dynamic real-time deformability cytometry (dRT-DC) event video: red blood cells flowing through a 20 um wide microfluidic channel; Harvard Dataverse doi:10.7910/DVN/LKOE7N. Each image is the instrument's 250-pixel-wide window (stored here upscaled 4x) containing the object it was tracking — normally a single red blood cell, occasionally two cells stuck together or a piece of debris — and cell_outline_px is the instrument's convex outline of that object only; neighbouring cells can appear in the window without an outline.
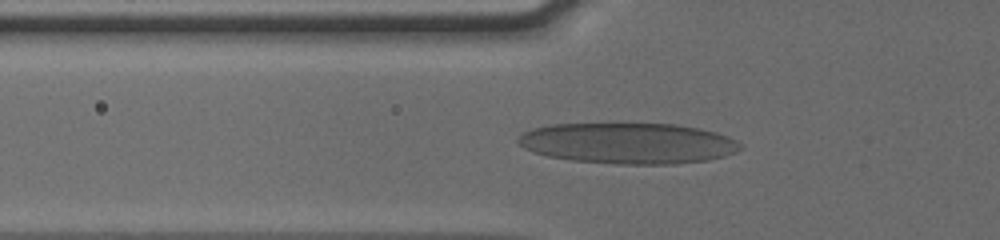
{"species": "human", "species_latin": "Homo sapiens", "temperature_condition": "cold", "stored_images_in_passage": 49, "camera_frame_rate_fps": 3000, "um_per_image_px": 0.085, "donor": {"sex": "male"}, "frame": {"image": 1, "passage_image": 19, "time_ms": 6.0, "image_size_px": [1000, 240], "cell_outline_px": [[744, 148], [724, 156], [708, 160], [672, 164], [616, 164], [572, 160], [548, 156], [532, 152], [524, 148], [516, 140], [524, 132], [532, 128], [552, 124], [676, 124], [716, 132], [728, 136], [736, 140]], "centroid_in_image_um": [53.4, 12.18], "position_along_channel_um": 72.4, "area_um2": 52.83}}
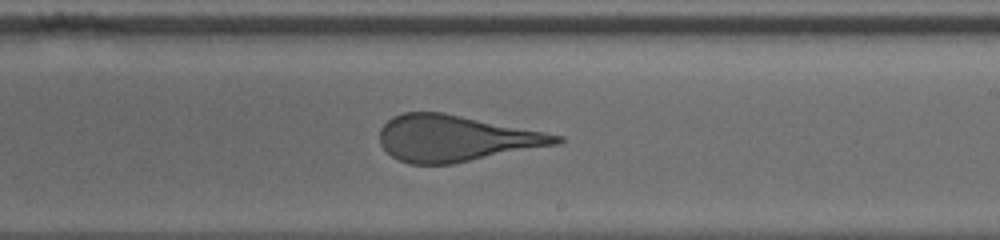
{"frame": {"image": 2, "passage_image": 33, "time_ms": 10.667, "image_size_px": [1000, 240], "cell_outline_px": [[564, 140], [556, 144], [452, 164], [408, 164], [392, 156], [380, 144], [380, 128], [392, 116], [404, 112], [444, 112], [564, 136]], "centroid_in_image_um": [38.69, 11.75], "position_along_channel_um": 250.3, "area_um2": 47.22}}
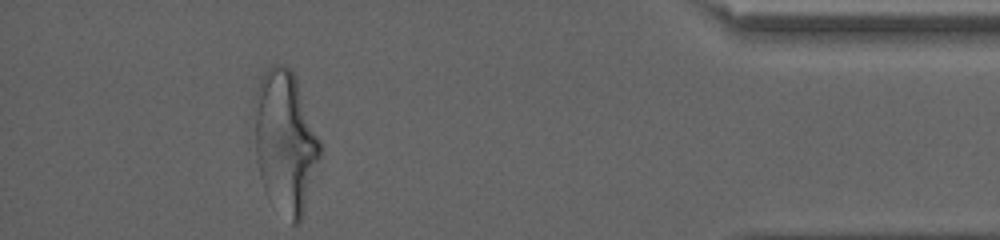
{"frame": {"image": 3, "passage_image": 49, "time_ms": 16.0, "image_size_px": [1000, 240], "cell_outline_px": [[320, 156], [304, 212], [300, 224], [292, 224], [260, 176], [256, 152], [252, 108], [260, 80], [264, 72], [272, 64], [284, 64], [292, 72], [296, 80], [320, 140]], "centroid_in_image_um": [24.24, 11.95], "position_along_channel_um": 411.0, "area_um2": 52.94}, "authors_computed_cell_mechanics": {"area_um2": 49.9392, "velocity_mm_per_s": 3.8373, "shape_relaxation_time_tau1_ms": 6.0982, "shape_relaxation_time_tau2_ms": 0.7591, "deformation_change_tau1": 0.2074, "deformation_change_tau2": 0.1026}}